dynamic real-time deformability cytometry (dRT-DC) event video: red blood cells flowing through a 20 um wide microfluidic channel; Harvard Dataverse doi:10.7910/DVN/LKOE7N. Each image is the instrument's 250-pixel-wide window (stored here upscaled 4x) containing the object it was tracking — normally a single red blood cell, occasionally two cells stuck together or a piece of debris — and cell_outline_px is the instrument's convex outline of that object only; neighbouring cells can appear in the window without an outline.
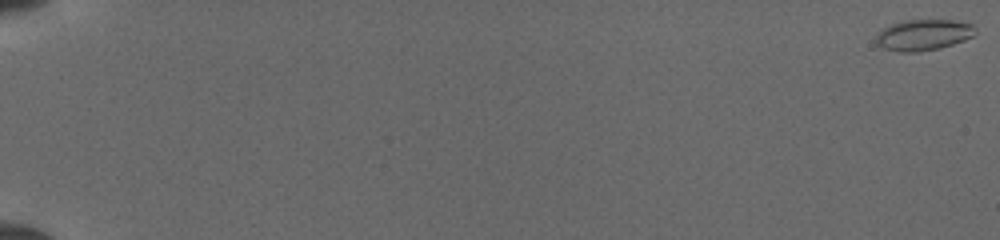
{"species": "common noctule bat (a hibernating species)", "species_latin": "Nyctalus noctula", "temperature_condition": "cold", "stored_images_in_passage": 52, "camera_frame_rate_fps": 3000, "um_per_image_px": 0.085, "animal": {"sex": "female", "body_mass_g": 19.5, "forearm_length_mm": 54.1}, "frame": {"image": 1, "passage_image": 1, "time_ms": 0.0, "image_size_px": [1000, 240], "cell_outline_px": [[976, 32], [972, 36], [964, 40], [940, 48], [916, 52], [900, 52], [884, 48], [876, 40], [876, 36], [884, 28], [892, 24], [904, 20], [952, 20], [972, 24], [976, 28]], "centroid_in_image_um": [78.52, 2.96], "position_along_channel_um": 6.5, "area_um2": 17.69}}
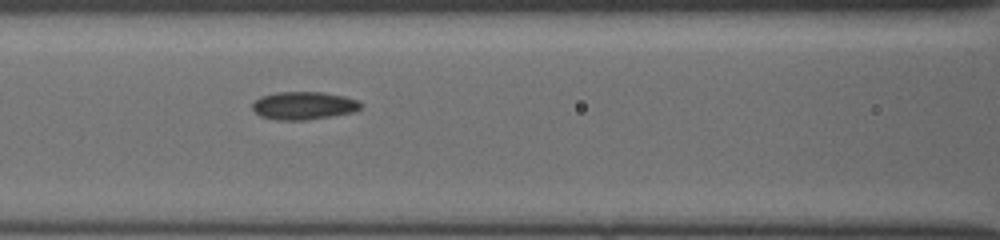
{"frame": {"image": 2, "passage_image": 26, "time_ms": 8.333, "image_size_px": [1000, 240], "cell_outline_px": [[364, 104], [356, 112], [304, 120], [276, 120], [260, 116], [252, 108], [252, 104], [260, 96], [276, 92], [324, 92], [344, 96], [360, 100]], "centroid_in_image_um": [25.85, 8.97], "position_along_channel_um": 140.8, "area_um2": 17.8}}
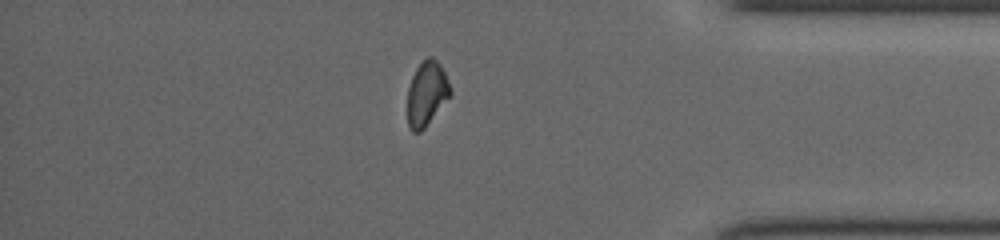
{"frame": {"image": 3, "passage_image": 46, "time_ms": 15.0, "image_size_px": [1000, 240], "cell_outline_px": [[452, 96], [424, 128], [420, 132], [412, 132], [408, 128], [408, 88], [412, 76], [416, 68], [428, 56], [432, 56], [440, 64], [452, 88]], "centroid_in_image_um": [36.29, 7.97], "position_along_channel_um": 398.9, "area_um2": 16.3}}